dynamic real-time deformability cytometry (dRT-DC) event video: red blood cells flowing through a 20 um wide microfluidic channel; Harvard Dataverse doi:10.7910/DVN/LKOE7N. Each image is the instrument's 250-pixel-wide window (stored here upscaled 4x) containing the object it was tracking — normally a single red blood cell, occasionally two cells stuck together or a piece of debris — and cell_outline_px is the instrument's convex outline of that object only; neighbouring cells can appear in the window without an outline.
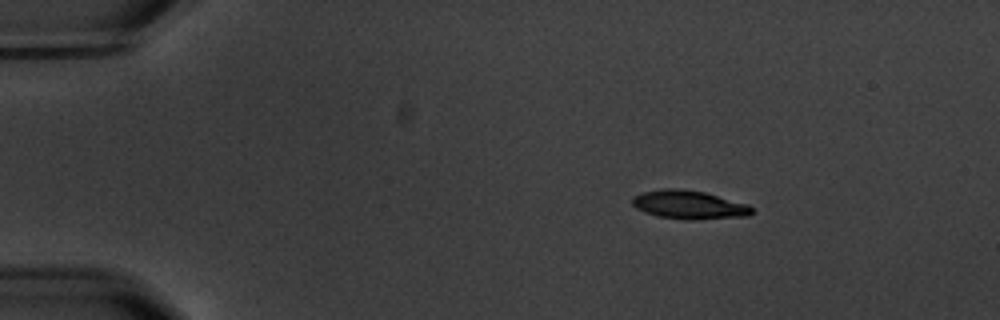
{"species": "common noctule bat (a hibernating species)", "species_latin": "Nyctalus noctula", "temperature_condition": "warm", "stored_images_in_passage": 14, "camera_frame_rate_fps": 3000, "um_per_image_px": 0.085, "animal": {"sex": "male", "body_mass_g": 20.1, "forearm_length_mm": 53.5}, "frame": {"image": 1, "passage_image": 3, "time_ms": 2.333, "image_size_px": [1000, 320], "cell_outline_px": [[752, 212], [748, 216], [692, 220], [688, 220], [660, 216], [644, 212], [636, 208], [632, 204], [632, 196], [644, 192], [664, 188], [676, 188], [704, 192], [748, 204], [752, 208]], "centroid_in_image_um": [58.55, 17.4], "position_along_channel_um": 26.4, "area_um2": 19.77}}
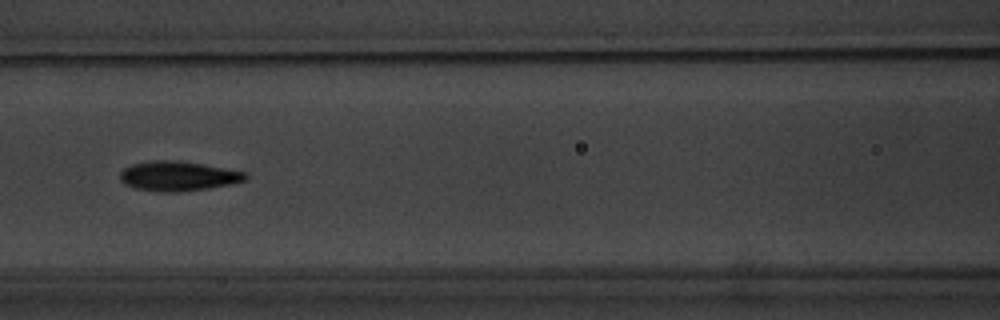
{"frame": {"image": 2, "passage_image": 7, "time_ms": 8.0, "image_size_px": [1000, 320], "cell_outline_px": [[248, 176], [244, 180], [228, 184], [208, 188], [180, 192], [160, 192], [136, 188], [124, 184], [120, 180], [120, 172], [124, 168], [132, 164], [152, 160], [176, 160], [248, 172]], "centroid_in_image_um": [15.1, 14.96], "position_along_channel_um": 151.5, "area_um2": 21.56}}
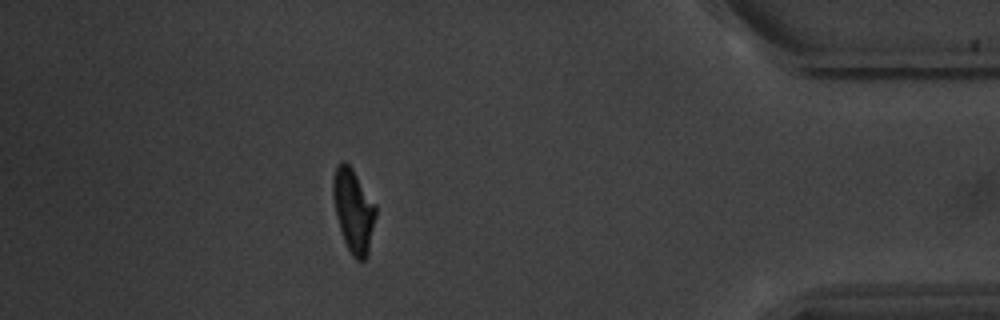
{"frame": {"image": 3, "passage_image": 14, "time_ms": 16.333, "image_size_px": [1000, 320], "cell_outline_px": [[376, 216], [368, 256], [364, 260], [356, 260], [352, 256], [344, 240], [336, 216], [332, 196], [332, 176], [336, 164], [340, 160], [344, 160], [352, 168], [376, 204]], "centroid_in_image_um": [30.03, 17.86], "position_along_channel_um": 405.2, "area_um2": 21.1}, "authors_computed_cell_mechanics": {"area_um2": 20.7502, "velocity_mm_per_s": 3.5207, "shape_relaxation_time_tau1_ms": 3.2352, "shape_relaxation_time_tau2_ms": 1.9473, "deformation_change_tau1": 0.1409, "deformation_change_tau2": 0.0748}}